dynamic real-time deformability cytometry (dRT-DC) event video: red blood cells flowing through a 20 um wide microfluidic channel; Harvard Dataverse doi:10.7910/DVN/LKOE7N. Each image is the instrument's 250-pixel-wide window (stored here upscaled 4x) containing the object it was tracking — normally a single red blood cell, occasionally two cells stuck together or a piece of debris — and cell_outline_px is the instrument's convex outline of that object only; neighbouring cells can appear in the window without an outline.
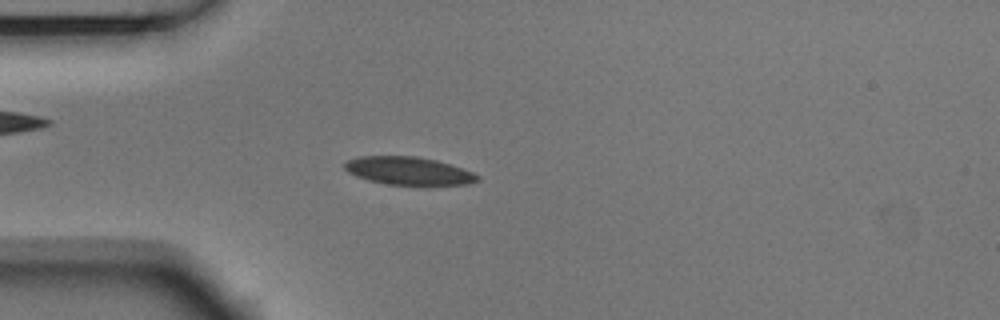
{"species": "Egyptian fruit bat (a non-hibernating species)", "species_latin": "Rousettus aegyptiacus", "temperature_condition": "room temperature", "stored_images_in_passage": 53, "camera_frame_rate_fps": 3000, "um_per_image_px": 0.085, "animal": {"sex": "male"}, "frame": {"image": 1, "passage_image": 14, "time_ms": 4.333, "image_size_px": [1000, 320], "cell_outline_px": [[480, 180], [468, 184], [424, 188], [384, 184], [368, 180], [356, 176], [348, 172], [344, 168], [344, 164], [348, 160], [360, 156], [416, 156], [436, 160], [472, 172], [480, 176]], "centroid_in_image_um": [34.77, 14.58], "position_along_channel_um": 50.2, "area_um2": 22.54}}
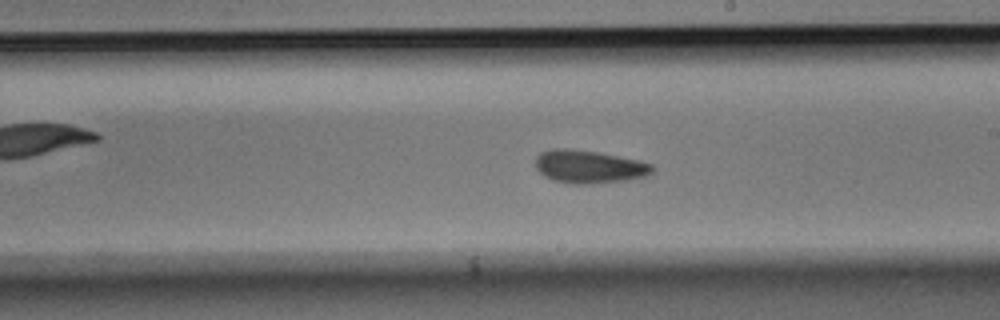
{"frame": {"image": 2, "passage_image": 30, "time_ms": 9.667, "image_size_px": [1000, 320], "cell_outline_px": [[656, 168], [648, 176], [628, 180], [592, 184], [572, 184], [552, 180], [544, 176], [536, 168], [536, 156], [540, 152], [552, 148], [564, 148], [596, 152], [640, 160], [652, 164]], "centroid_in_image_um": [50.09, 14.18], "position_along_channel_um": 238.9, "area_um2": 22.72}}
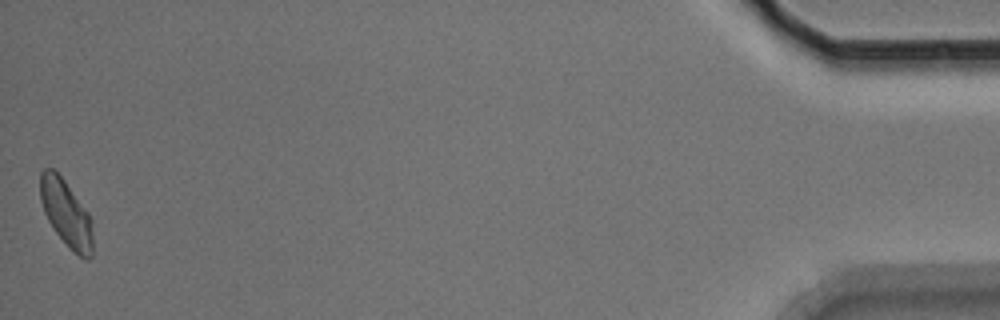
{"frame": {"image": 3, "passage_image": 53, "time_ms": 17.333, "image_size_px": [1000, 320], "cell_outline_px": [[92, 256], [88, 260], [84, 260], [68, 248], [56, 232], [48, 220], [44, 212], [40, 200], [40, 172], [44, 168], [52, 168], [64, 180], [88, 212], [92, 232]], "centroid_in_image_um": [5.61, 18.16], "position_along_channel_um": 429.6, "area_um2": 20.29}, "authors_computed_cell_mechanics": {"area_um2": 21.2704, "velocity_mm_per_s": 3.726, "shape_relaxation_time_tau1_ms": 4.4666, "shape_relaxation_time_tau2_ms": 4.2528, "deformation_change_tau1": 0.0989, "deformation_change_tau2": 0.084}}